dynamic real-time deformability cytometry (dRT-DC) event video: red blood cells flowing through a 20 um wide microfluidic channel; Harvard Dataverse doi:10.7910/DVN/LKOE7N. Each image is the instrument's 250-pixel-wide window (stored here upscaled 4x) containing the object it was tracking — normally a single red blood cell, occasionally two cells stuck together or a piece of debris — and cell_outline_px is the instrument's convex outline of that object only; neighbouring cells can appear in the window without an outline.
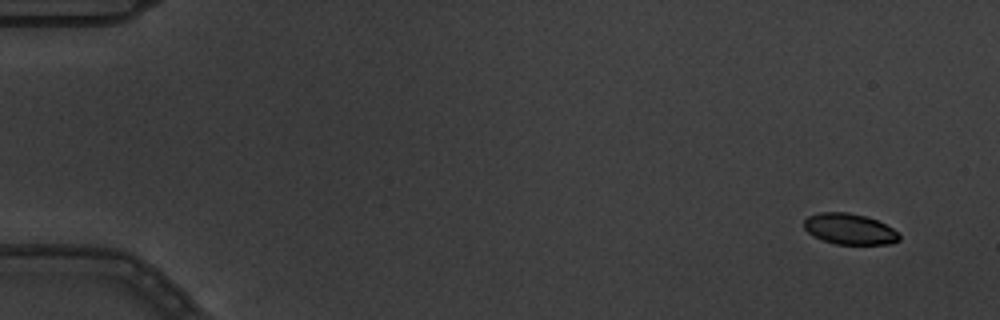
{"species": "common noctule bat (a hibernating species)", "species_latin": "Nyctalus noctula", "temperature_condition": "warm", "stored_images_in_passage": 5, "camera_frame_rate_fps": 3000, "um_per_image_px": 0.085, "animal": {"sex": "male", "body_mass_g": 19.5, "forearm_length_mm": 54.6}, "frame": {"image": 1, "passage_image": 1, "time_ms": 0.0, "image_size_px": [1000, 320], "cell_outline_px": [[900, 240], [892, 244], [836, 244], [812, 236], [804, 228], [804, 220], [808, 216], [820, 212], [848, 212], [864, 216], [876, 220], [900, 232]], "centroid_in_image_um": [72.22, 19.47], "position_along_channel_um": 12.8, "area_um2": 17.17}}
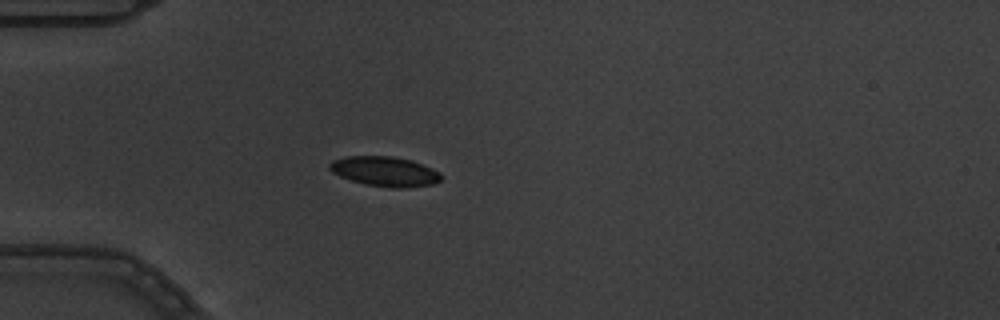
{"frame": {"image": 2, "passage_image": 5, "time_ms": 1.333, "image_size_px": [1000, 320], "cell_outline_px": [[440, 180], [432, 184], [404, 188], [392, 188], [364, 184], [340, 176], [332, 172], [328, 168], [328, 164], [332, 160], [344, 156], [392, 156], [412, 160], [432, 168], [440, 172]], "centroid_in_image_um": [32.68, 14.56], "position_along_channel_um": 52.3, "area_um2": 19.42}}